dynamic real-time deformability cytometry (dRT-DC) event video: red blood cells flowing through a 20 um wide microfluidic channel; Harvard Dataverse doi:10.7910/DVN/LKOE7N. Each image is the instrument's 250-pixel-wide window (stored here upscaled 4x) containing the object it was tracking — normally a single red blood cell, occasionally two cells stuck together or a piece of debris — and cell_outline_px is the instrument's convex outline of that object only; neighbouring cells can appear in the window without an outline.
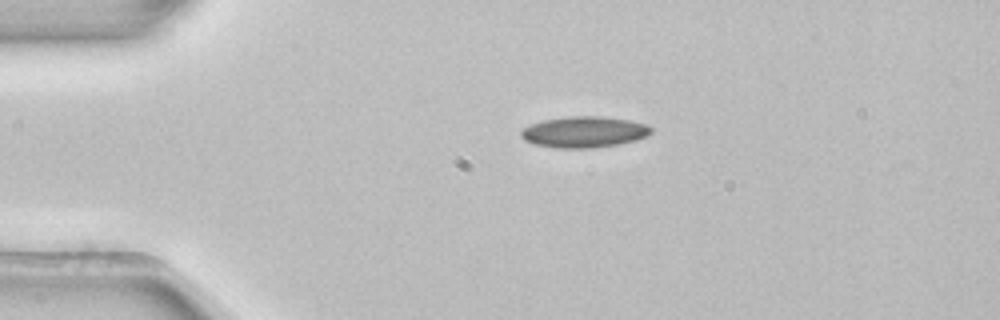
{"species": "common noctule bat (a hibernating species)", "species_latin": "Nyctalus noctula", "temperature_condition": "room temperature", "stored_images_in_passage": 3, "camera_frame_rate_fps": 3000, "um_per_image_px": 0.085, "animal": {"sex": "female", "body_mass_g": 22.7, "forearm_length_mm": 54.2}, "frame": {"image": 1, "passage_image": 1, "time_ms": 0.0, "image_size_px": [1000, 320], "cell_outline_px": [[652, 132], [648, 136], [620, 144], [596, 148], [556, 148], [536, 144], [524, 140], [520, 136], [520, 132], [524, 128], [532, 124], [544, 120], [568, 116], [600, 116], [628, 120], [644, 124], [652, 128]], "centroid_in_image_um": [49.65, 11.22], "position_along_channel_um": 35.3, "area_um2": 23.52}}